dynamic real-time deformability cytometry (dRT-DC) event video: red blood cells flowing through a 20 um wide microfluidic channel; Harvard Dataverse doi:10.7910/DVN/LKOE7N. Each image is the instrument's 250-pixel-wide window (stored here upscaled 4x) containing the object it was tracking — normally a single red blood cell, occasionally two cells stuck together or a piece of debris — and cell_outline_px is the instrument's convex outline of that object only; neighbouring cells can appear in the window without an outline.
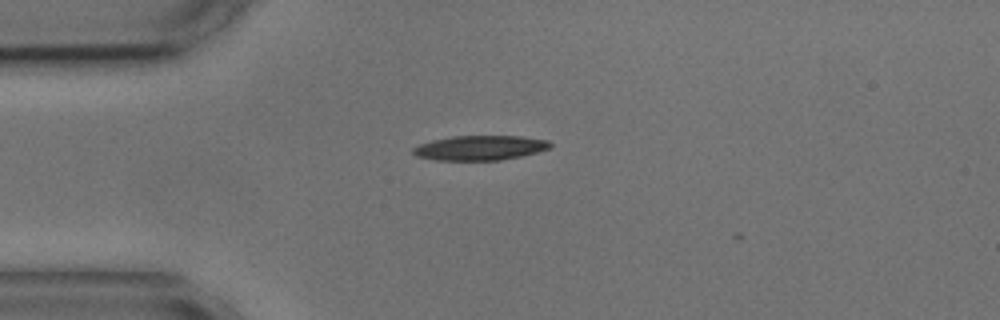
{"species": "common noctule bat (a hibernating species)", "species_latin": "Nyctalus noctula", "temperature_condition": "cold", "stored_images_in_passage": 3, "camera_frame_rate_fps": 3000, "um_per_image_px": 0.085, "animal": {"sex": "male", "body_mass_g": 17.9, "forearm_length_mm": 54.2}, "frame": {"image": 1, "passage_image": 2, "time_ms": 1.0, "image_size_px": [1000, 320], "cell_outline_px": [[552, 148], [520, 156], [500, 160], [436, 160], [416, 156], [412, 152], [412, 148], [420, 144], [432, 140], [452, 136], [520, 136], [548, 140], [552, 144]], "centroid_in_image_um": [40.8, 12.56], "position_along_channel_um": 44.2, "area_um2": 19.71}}